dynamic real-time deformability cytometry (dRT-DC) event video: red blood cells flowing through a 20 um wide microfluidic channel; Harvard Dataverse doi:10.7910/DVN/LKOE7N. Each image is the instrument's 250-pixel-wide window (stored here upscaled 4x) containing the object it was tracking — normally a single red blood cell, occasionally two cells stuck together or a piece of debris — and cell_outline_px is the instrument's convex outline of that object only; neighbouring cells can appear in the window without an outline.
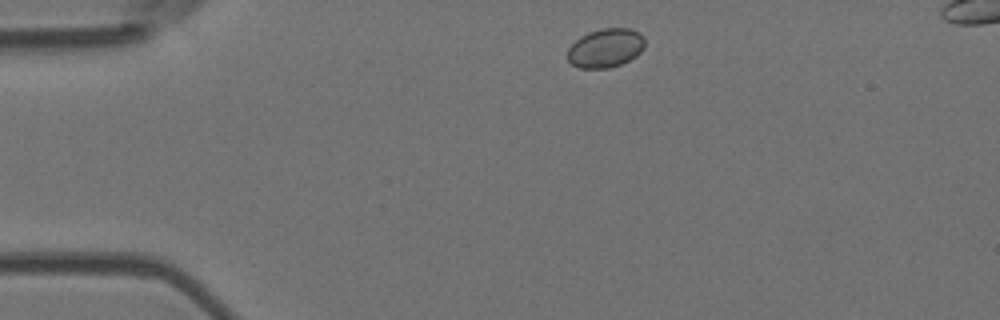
{"species": "Egyptian fruit bat (a non-hibernating species)", "species_latin": "Rousettus aegyptiacus", "temperature_condition": "room temperature", "stored_images_in_passage": 6, "camera_frame_rate_fps": 3000, "um_per_image_px": 0.085, "animal": {"sex": "female"}, "frame": {"image": 1, "passage_image": 1, "time_ms": 0.0, "image_size_px": [1000, 320], "cell_outline_px": [[644, 48], [636, 56], [620, 64], [608, 68], [580, 68], [572, 64], [568, 60], [568, 48], [580, 36], [588, 32], [604, 28], [628, 28], [640, 32], [644, 36]], "centroid_in_image_um": [51.48, 4.07], "position_along_channel_um": 33.5, "area_um2": 17.51}}
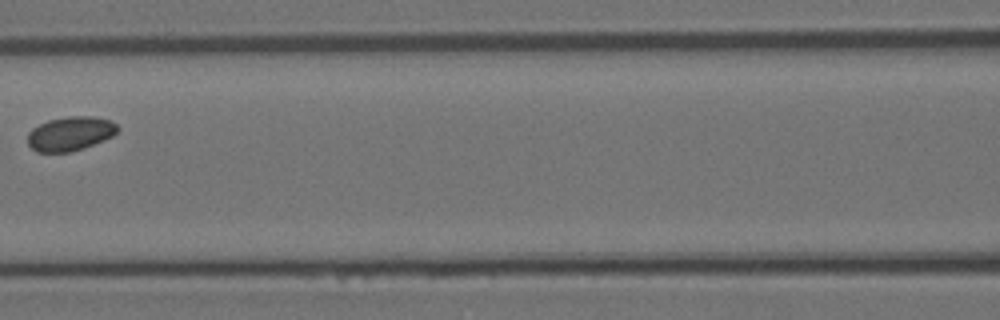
{"frame": {"image": 2, "passage_image": 5, "time_ms": 1.333, "image_size_px": [1000, 320], "cell_outline_px": [[120, 128], [112, 136], [104, 140], [84, 148], [68, 152], [36, 152], [28, 144], [28, 132], [32, 128], [48, 120], [68, 116], [92, 116], [112, 120]], "centroid_in_image_um": [5.98, 11.35], "position_along_channel_um": 160.6, "area_um2": 17.98}}
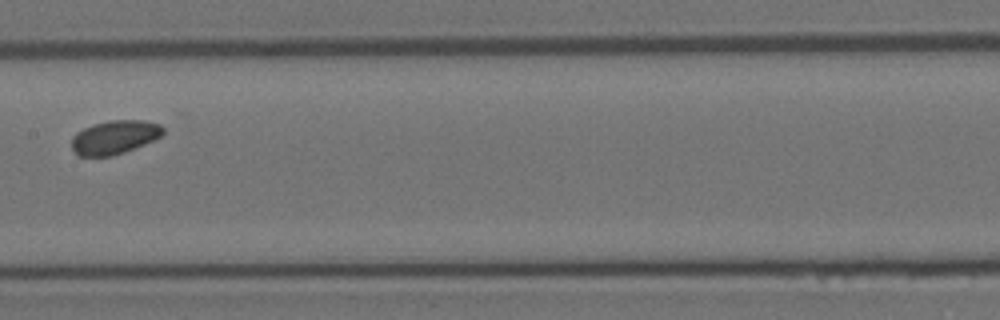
{"frame": {"image": 3, "passage_image": 6, "time_ms": 1.667, "image_size_px": [1000, 320], "cell_outline_px": [[164, 132], [160, 136], [144, 144], [124, 152], [112, 156], [76, 156], [72, 148], [72, 136], [76, 132], [84, 128], [108, 120], [144, 120], [160, 124], [164, 128]], "centroid_in_image_um": [9.72, 11.66], "position_along_channel_um": 197.7, "area_um2": 17.92}}